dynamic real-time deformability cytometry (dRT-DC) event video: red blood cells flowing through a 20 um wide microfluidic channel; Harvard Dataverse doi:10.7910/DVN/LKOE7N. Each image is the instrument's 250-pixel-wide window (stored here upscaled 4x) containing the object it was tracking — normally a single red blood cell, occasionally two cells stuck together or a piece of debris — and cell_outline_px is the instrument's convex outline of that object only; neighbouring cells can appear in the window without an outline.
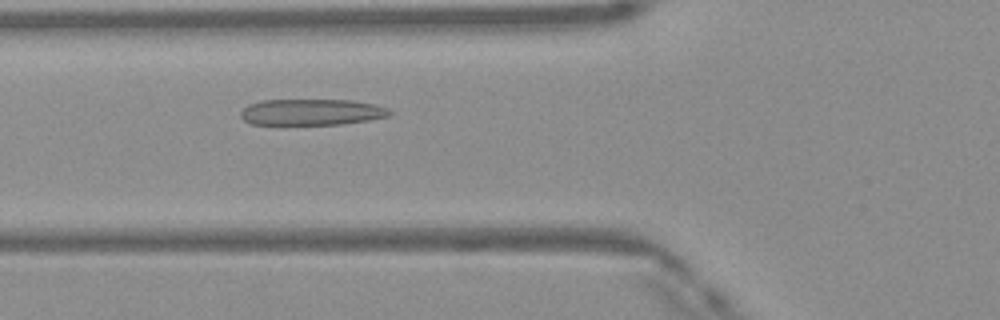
{"species": "Egyptian fruit bat (a non-hibernating species)", "species_latin": "Rousettus aegyptiacus", "temperature_condition": "warm", "stored_images_in_passage": 41, "camera_frame_rate_fps": 3000, "um_per_image_px": 0.085, "frame": {"image": 1, "passage_image": 10, "time_ms": 3.0, "image_size_px": [1000, 320], "cell_outline_px": [[392, 112], [388, 116], [368, 120], [340, 124], [252, 124], [244, 120], [240, 116], [240, 112], [248, 104], [260, 100], [352, 100], [372, 104], [388, 108]], "centroid_in_image_um": [26.45, 9.52], "position_along_channel_um": 99.3, "area_um2": 22.6}}
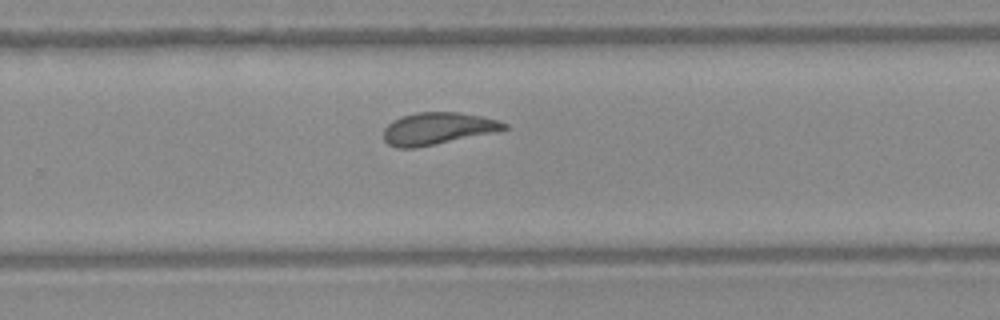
{"frame": {"image": 2, "passage_image": 24, "time_ms": 7.667, "image_size_px": [1000, 320], "cell_outline_px": [[508, 128], [496, 132], [416, 148], [396, 148], [388, 144], [384, 140], [384, 128], [392, 120], [416, 112], [460, 112], [500, 120], [508, 124]], "centroid_in_image_um": [37.21, 10.93], "position_along_channel_um": 292.6, "area_um2": 22.66}}
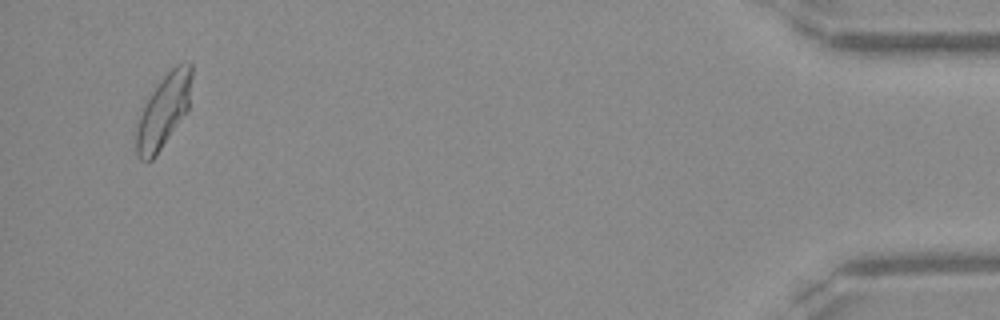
{"frame": {"image": 3, "passage_image": 39, "time_ms": 12.667, "image_size_px": [1000, 320], "cell_outline_px": [[192, 76], [188, 112], [156, 156], [152, 160], [140, 160], [136, 156], [136, 120], [144, 104], [152, 92], [164, 76], [176, 64], [188, 60], [192, 60]], "centroid_in_image_um": [13.91, 9.43], "position_along_channel_um": 421.3, "area_um2": 24.1}, "authors_computed_cell_mechanics": {"area_um2": 23.1778, "velocity_mm_per_s": 4.1299, "shape_relaxation_time_tau1_ms": null, "shape_relaxation_time_tau2_ms": 1.2365, "deformation_change_tau1": null, "deformation_change_tau2": 0.0787}}